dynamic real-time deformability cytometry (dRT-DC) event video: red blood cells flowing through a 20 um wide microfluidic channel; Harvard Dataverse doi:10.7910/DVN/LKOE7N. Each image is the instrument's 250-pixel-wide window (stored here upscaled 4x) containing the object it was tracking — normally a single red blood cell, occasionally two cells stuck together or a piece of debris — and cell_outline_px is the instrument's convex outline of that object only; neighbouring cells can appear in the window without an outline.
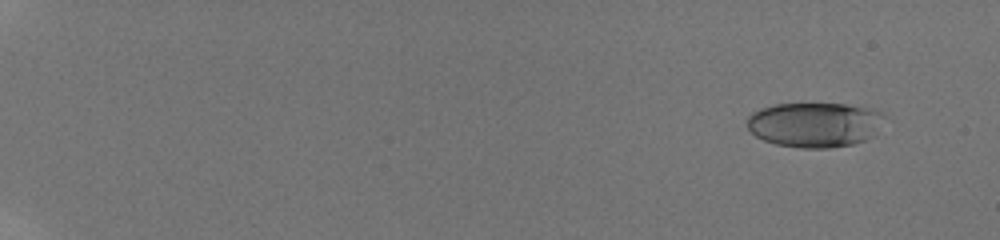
{"species": "human", "species_latin": "Homo sapiens", "temperature_condition": "room temperature", "stored_images_in_passage": 21, "camera_frame_rate_fps": 3000, "um_per_image_px": 0.085, "donor": {"sex": "male"}, "frame": {"image": 1, "passage_image": 3, "time_ms": 1.667, "image_size_px": [1000, 240], "cell_outline_px": [[884, 116], [864, 140], [852, 144], [832, 148], [800, 148], [776, 144], [764, 140], [756, 136], [748, 128], [748, 116], [752, 112], [760, 108], [776, 104], [844, 104], [872, 108], [880, 112]], "centroid_in_image_um": [69.16, 10.59], "position_along_channel_um": 15.8, "area_um2": 35.26}}
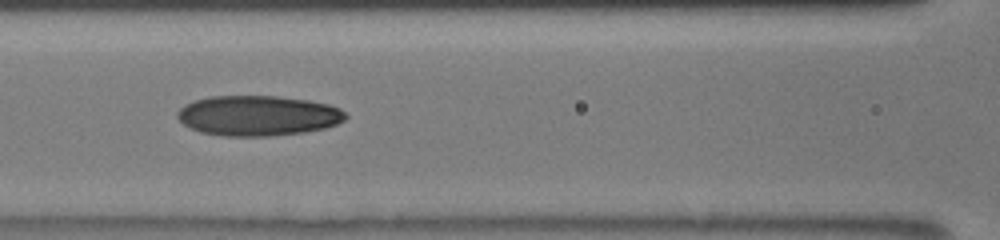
{"frame": {"image": 2, "passage_image": 14, "time_ms": 10.0, "image_size_px": [1000, 240], "cell_outline_px": [[348, 116], [344, 120], [336, 124], [324, 128], [304, 132], [268, 136], [224, 136], [200, 132], [184, 124], [176, 116], [176, 112], [184, 104], [208, 96], [276, 96], [308, 100], [328, 104], [340, 108]], "centroid_in_image_um": [21.91, 9.82], "position_along_channel_um": 144.7, "area_um2": 39.42}}
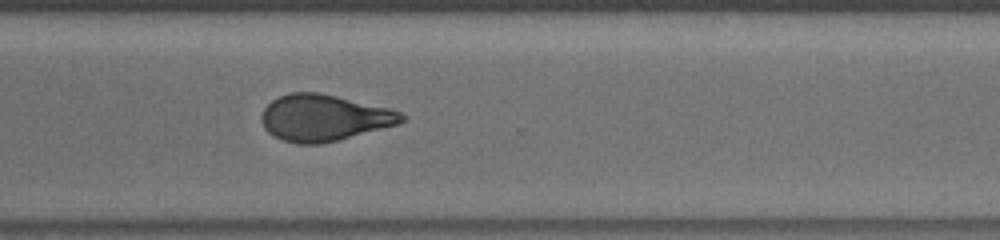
{"frame": {"image": 3, "passage_image": 21, "time_ms": 15.0, "image_size_px": [1000, 240], "cell_outline_px": [[408, 120], [396, 124], [336, 140], [320, 144], [296, 144], [284, 140], [268, 132], [264, 128], [260, 116], [264, 108], [272, 100], [280, 96], [292, 92], [320, 92], [388, 108], [400, 112], [408, 116]], "centroid_in_image_um": [27.52, 10.0], "position_along_channel_um": 343.1, "area_um2": 37.57}}